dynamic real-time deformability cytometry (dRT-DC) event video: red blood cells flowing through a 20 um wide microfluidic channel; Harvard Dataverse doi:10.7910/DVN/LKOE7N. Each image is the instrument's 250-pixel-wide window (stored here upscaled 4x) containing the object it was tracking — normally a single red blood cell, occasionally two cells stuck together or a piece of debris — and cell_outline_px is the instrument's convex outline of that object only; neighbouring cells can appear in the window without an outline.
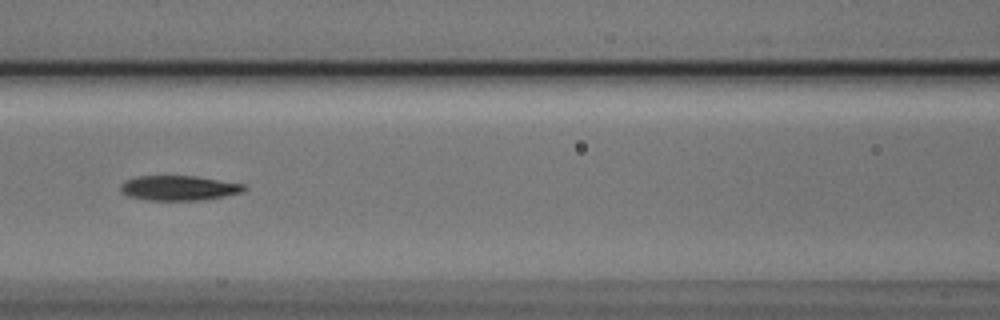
{"species": "Egyptian fruit bat (a non-hibernating species)", "species_latin": "Rousettus aegyptiacus", "temperature_condition": "cold", "stored_images_in_passage": 6, "camera_frame_rate_fps": 3000, "um_per_image_px": 0.085, "animal": {"sex": "male"}, "frame": {"image": 1, "passage_image": 6, "time_ms": 1.667, "image_size_px": [1000, 320], "cell_outline_px": [[248, 188], [240, 192], [224, 196], [200, 200], [148, 200], [128, 196], [120, 192], [120, 184], [124, 180], [136, 176], [196, 176], [248, 184]], "centroid_in_image_um": [15.2, 15.97], "position_along_channel_um": 151.4, "area_um2": 18.09}}